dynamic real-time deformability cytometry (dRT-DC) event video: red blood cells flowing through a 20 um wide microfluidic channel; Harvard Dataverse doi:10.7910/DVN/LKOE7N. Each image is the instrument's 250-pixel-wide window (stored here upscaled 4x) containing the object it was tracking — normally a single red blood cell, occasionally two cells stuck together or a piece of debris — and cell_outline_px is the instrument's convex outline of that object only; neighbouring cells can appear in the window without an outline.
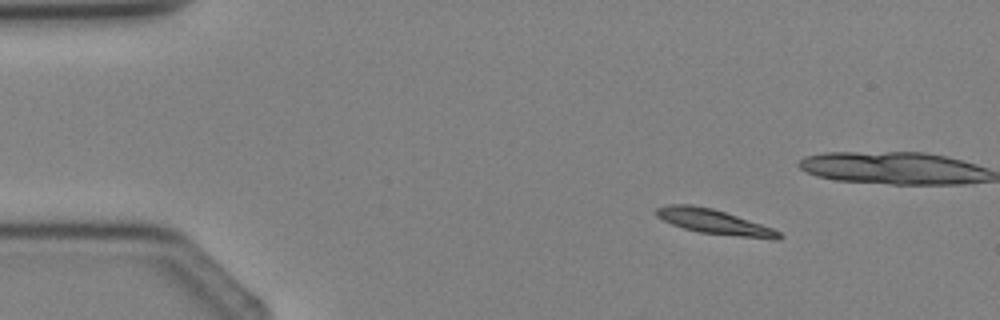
{"species": "Egyptian fruit bat (a non-hibernating species)", "species_latin": "Rousettus aegyptiacus", "temperature_condition": "cold", "stored_images_in_passage": 3, "camera_frame_rate_fps": 3000, "um_per_image_px": 0.085, "animal": {"sex": "female"}, "frame": {"image": 1, "passage_image": 1, "time_ms": 0.0, "image_size_px": [1000, 320], "cell_outline_px": [[784, 236], [780, 240], [772, 240], [700, 232], [684, 228], [672, 224], [656, 216], [656, 208], [668, 204], [692, 204], [712, 208], [772, 228], [780, 232]], "centroid_in_image_um": [60.73, 18.86], "position_along_channel_um": 24.3, "area_um2": 17.57}}